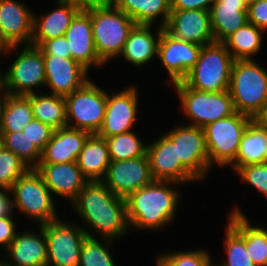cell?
I'll list each match as a JSON object with an SVG mask.
<instances>
[{
	"instance_id": "30bf717a",
	"label": "cell",
	"mask_w": 267,
	"mask_h": 266,
	"mask_svg": "<svg viewBox=\"0 0 267 266\" xmlns=\"http://www.w3.org/2000/svg\"><path fill=\"white\" fill-rule=\"evenodd\" d=\"M19 55L5 71V94L29 95L45 87V62L42 51L32 45H24ZM35 88V90H34ZM38 90H37V89ZM40 88V89H39Z\"/></svg>"
},
{
	"instance_id": "5bb4252c",
	"label": "cell",
	"mask_w": 267,
	"mask_h": 266,
	"mask_svg": "<svg viewBox=\"0 0 267 266\" xmlns=\"http://www.w3.org/2000/svg\"><path fill=\"white\" fill-rule=\"evenodd\" d=\"M129 86L119 92H107V105L101 128L98 135L101 138H108L113 135L132 131L133 124L139 115L138 112V89Z\"/></svg>"
},
{
	"instance_id": "d4e9b609",
	"label": "cell",
	"mask_w": 267,
	"mask_h": 266,
	"mask_svg": "<svg viewBox=\"0 0 267 266\" xmlns=\"http://www.w3.org/2000/svg\"><path fill=\"white\" fill-rule=\"evenodd\" d=\"M154 25L135 24L128 34L123 51L120 55L128 63L136 67H142L149 64L158 57V44L161 38L163 27L156 26L153 34Z\"/></svg>"
},
{
	"instance_id": "816d5d0a",
	"label": "cell",
	"mask_w": 267,
	"mask_h": 266,
	"mask_svg": "<svg viewBox=\"0 0 267 266\" xmlns=\"http://www.w3.org/2000/svg\"><path fill=\"white\" fill-rule=\"evenodd\" d=\"M0 266H9V265L3 260L2 257H1V259H0Z\"/></svg>"
},
{
	"instance_id": "44dd1931",
	"label": "cell",
	"mask_w": 267,
	"mask_h": 266,
	"mask_svg": "<svg viewBox=\"0 0 267 266\" xmlns=\"http://www.w3.org/2000/svg\"><path fill=\"white\" fill-rule=\"evenodd\" d=\"M72 59L80 63L88 71L91 66L96 68L105 64L99 59L94 44L90 14L82 8L71 21L64 34Z\"/></svg>"
},
{
	"instance_id": "7a4b0ae2",
	"label": "cell",
	"mask_w": 267,
	"mask_h": 266,
	"mask_svg": "<svg viewBox=\"0 0 267 266\" xmlns=\"http://www.w3.org/2000/svg\"><path fill=\"white\" fill-rule=\"evenodd\" d=\"M179 186L172 181H153L131 193L125 199L129 227L153 232L174 221L181 200Z\"/></svg>"
},
{
	"instance_id": "d6986e66",
	"label": "cell",
	"mask_w": 267,
	"mask_h": 266,
	"mask_svg": "<svg viewBox=\"0 0 267 266\" xmlns=\"http://www.w3.org/2000/svg\"><path fill=\"white\" fill-rule=\"evenodd\" d=\"M43 58L46 74L45 87L51 89L50 94L65 97L90 79L89 71L73 59L56 55H43Z\"/></svg>"
},
{
	"instance_id": "f907efd6",
	"label": "cell",
	"mask_w": 267,
	"mask_h": 266,
	"mask_svg": "<svg viewBox=\"0 0 267 266\" xmlns=\"http://www.w3.org/2000/svg\"><path fill=\"white\" fill-rule=\"evenodd\" d=\"M5 149L4 142H3V136L0 134V154Z\"/></svg>"
},
{
	"instance_id": "d6a6232c",
	"label": "cell",
	"mask_w": 267,
	"mask_h": 266,
	"mask_svg": "<svg viewBox=\"0 0 267 266\" xmlns=\"http://www.w3.org/2000/svg\"><path fill=\"white\" fill-rule=\"evenodd\" d=\"M264 33L262 29L247 22L222 43L234 60H253V56L261 50Z\"/></svg>"
},
{
	"instance_id": "6da1fadb",
	"label": "cell",
	"mask_w": 267,
	"mask_h": 266,
	"mask_svg": "<svg viewBox=\"0 0 267 266\" xmlns=\"http://www.w3.org/2000/svg\"><path fill=\"white\" fill-rule=\"evenodd\" d=\"M71 205L84 226L91 229L86 231L88 237L96 238L98 234L102 239L115 241L130 229L125 199L113 194L102 181H89Z\"/></svg>"
},
{
	"instance_id": "f546056e",
	"label": "cell",
	"mask_w": 267,
	"mask_h": 266,
	"mask_svg": "<svg viewBox=\"0 0 267 266\" xmlns=\"http://www.w3.org/2000/svg\"><path fill=\"white\" fill-rule=\"evenodd\" d=\"M126 13L135 24L153 25L156 21L165 27L171 12L170 0H110ZM162 18V19H161ZM158 19V20H157Z\"/></svg>"
},
{
	"instance_id": "e0dca14e",
	"label": "cell",
	"mask_w": 267,
	"mask_h": 266,
	"mask_svg": "<svg viewBox=\"0 0 267 266\" xmlns=\"http://www.w3.org/2000/svg\"><path fill=\"white\" fill-rule=\"evenodd\" d=\"M33 12L17 0H0V40L5 47L30 45Z\"/></svg>"
},
{
	"instance_id": "3957f363",
	"label": "cell",
	"mask_w": 267,
	"mask_h": 266,
	"mask_svg": "<svg viewBox=\"0 0 267 266\" xmlns=\"http://www.w3.org/2000/svg\"><path fill=\"white\" fill-rule=\"evenodd\" d=\"M91 16L92 33L99 59L107 64L121 55L135 22L111 1L84 8Z\"/></svg>"
},
{
	"instance_id": "11a10c76",
	"label": "cell",
	"mask_w": 267,
	"mask_h": 266,
	"mask_svg": "<svg viewBox=\"0 0 267 266\" xmlns=\"http://www.w3.org/2000/svg\"><path fill=\"white\" fill-rule=\"evenodd\" d=\"M3 96H4V93L0 90V104H1Z\"/></svg>"
},
{
	"instance_id": "1f68e13d",
	"label": "cell",
	"mask_w": 267,
	"mask_h": 266,
	"mask_svg": "<svg viewBox=\"0 0 267 266\" xmlns=\"http://www.w3.org/2000/svg\"><path fill=\"white\" fill-rule=\"evenodd\" d=\"M31 102L33 118L54 130L67 127L66 101L64 96L37 92L26 95Z\"/></svg>"
},
{
	"instance_id": "4fadbf2b",
	"label": "cell",
	"mask_w": 267,
	"mask_h": 266,
	"mask_svg": "<svg viewBox=\"0 0 267 266\" xmlns=\"http://www.w3.org/2000/svg\"><path fill=\"white\" fill-rule=\"evenodd\" d=\"M101 181L122 199L151 184L154 179L147 153L135 159L111 161Z\"/></svg>"
},
{
	"instance_id": "681fc988",
	"label": "cell",
	"mask_w": 267,
	"mask_h": 266,
	"mask_svg": "<svg viewBox=\"0 0 267 266\" xmlns=\"http://www.w3.org/2000/svg\"><path fill=\"white\" fill-rule=\"evenodd\" d=\"M255 120L264 128H267V104L264 106L262 112L255 118Z\"/></svg>"
},
{
	"instance_id": "9a60e30c",
	"label": "cell",
	"mask_w": 267,
	"mask_h": 266,
	"mask_svg": "<svg viewBox=\"0 0 267 266\" xmlns=\"http://www.w3.org/2000/svg\"><path fill=\"white\" fill-rule=\"evenodd\" d=\"M201 49V45L177 39L163 29L158 44V58L167 69V84L172 85L187 76L197 62Z\"/></svg>"
},
{
	"instance_id": "f5cc1de1",
	"label": "cell",
	"mask_w": 267,
	"mask_h": 266,
	"mask_svg": "<svg viewBox=\"0 0 267 266\" xmlns=\"http://www.w3.org/2000/svg\"><path fill=\"white\" fill-rule=\"evenodd\" d=\"M0 51H6V47L3 45L1 40H0Z\"/></svg>"
},
{
	"instance_id": "8fae6325",
	"label": "cell",
	"mask_w": 267,
	"mask_h": 266,
	"mask_svg": "<svg viewBox=\"0 0 267 266\" xmlns=\"http://www.w3.org/2000/svg\"><path fill=\"white\" fill-rule=\"evenodd\" d=\"M42 227L47 241V266H78L87 229L66 219H57Z\"/></svg>"
},
{
	"instance_id": "7c38bea8",
	"label": "cell",
	"mask_w": 267,
	"mask_h": 266,
	"mask_svg": "<svg viewBox=\"0 0 267 266\" xmlns=\"http://www.w3.org/2000/svg\"><path fill=\"white\" fill-rule=\"evenodd\" d=\"M165 134L177 146L178 161L197 181L203 182L212 171L203 128L177 124Z\"/></svg>"
},
{
	"instance_id": "484cf974",
	"label": "cell",
	"mask_w": 267,
	"mask_h": 266,
	"mask_svg": "<svg viewBox=\"0 0 267 266\" xmlns=\"http://www.w3.org/2000/svg\"><path fill=\"white\" fill-rule=\"evenodd\" d=\"M244 0H215L209 9L215 42H223L248 22Z\"/></svg>"
},
{
	"instance_id": "83f0119b",
	"label": "cell",
	"mask_w": 267,
	"mask_h": 266,
	"mask_svg": "<svg viewBox=\"0 0 267 266\" xmlns=\"http://www.w3.org/2000/svg\"><path fill=\"white\" fill-rule=\"evenodd\" d=\"M267 163V128L252 120L242 134L235 161L229 166L233 171L250 164Z\"/></svg>"
},
{
	"instance_id": "74e56055",
	"label": "cell",
	"mask_w": 267,
	"mask_h": 266,
	"mask_svg": "<svg viewBox=\"0 0 267 266\" xmlns=\"http://www.w3.org/2000/svg\"><path fill=\"white\" fill-rule=\"evenodd\" d=\"M211 255L204 249L160 254L156 266H213Z\"/></svg>"
},
{
	"instance_id": "5b68a950",
	"label": "cell",
	"mask_w": 267,
	"mask_h": 266,
	"mask_svg": "<svg viewBox=\"0 0 267 266\" xmlns=\"http://www.w3.org/2000/svg\"><path fill=\"white\" fill-rule=\"evenodd\" d=\"M233 63L234 58L222 42L202 46L197 62L182 81L202 92L229 90Z\"/></svg>"
},
{
	"instance_id": "ffe728a7",
	"label": "cell",
	"mask_w": 267,
	"mask_h": 266,
	"mask_svg": "<svg viewBox=\"0 0 267 266\" xmlns=\"http://www.w3.org/2000/svg\"><path fill=\"white\" fill-rule=\"evenodd\" d=\"M35 169L42 176L51 194L68 199L69 204L76 199L79 192L89 182L82 174L77 162L39 163Z\"/></svg>"
},
{
	"instance_id": "7402d4cb",
	"label": "cell",
	"mask_w": 267,
	"mask_h": 266,
	"mask_svg": "<svg viewBox=\"0 0 267 266\" xmlns=\"http://www.w3.org/2000/svg\"><path fill=\"white\" fill-rule=\"evenodd\" d=\"M39 232L36 230H24L17 232L6 249L7 259L2 257L9 266H47L48 252L47 241L44 228L42 225H37ZM39 233V234H38Z\"/></svg>"
},
{
	"instance_id": "4316f807",
	"label": "cell",
	"mask_w": 267,
	"mask_h": 266,
	"mask_svg": "<svg viewBox=\"0 0 267 266\" xmlns=\"http://www.w3.org/2000/svg\"><path fill=\"white\" fill-rule=\"evenodd\" d=\"M240 207L234 208L228 213L224 249L226 261L214 266H256L248 256L245 248V214Z\"/></svg>"
},
{
	"instance_id": "e575fe53",
	"label": "cell",
	"mask_w": 267,
	"mask_h": 266,
	"mask_svg": "<svg viewBox=\"0 0 267 266\" xmlns=\"http://www.w3.org/2000/svg\"><path fill=\"white\" fill-rule=\"evenodd\" d=\"M86 237L80 251L78 266H115L110 248L116 241ZM103 240V243H101Z\"/></svg>"
},
{
	"instance_id": "8992f818",
	"label": "cell",
	"mask_w": 267,
	"mask_h": 266,
	"mask_svg": "<svg viewBox=\"0 0 267 266\" xmlns=\"http://www.w3.org/2000/svg\"><path fill=\"white\" fill-rule=\"evenodd\" d=\"M10 190L14 210L21 211L25 217L38 222V225L59 219L55 198L35 168H29L21 175Z\"/></svg>"
},
{
	"instance_id": "c3c4849f",
	"label": "cell",
	"mask_w": 267,
	"mask_h": 266,
	"mask_svg": "<svg viewBox=\"0 0 267 266\" xmlns=\"http://www.w3.org/2000/svg\"><path fill=\"white\" fill-rule=\"evenodd\" d=\"M19 46H11V47H6V51H0V55H3L4 53L7 55V54H10L12 53L13 51L17 52V48ZM1 68V66H0ZM1 71V69H0ZM0 90L5 94V73L2 74L0 72Z\"/></svg>"
},
{
	"instance_id": "f6af8a7d",
	"label": "cell",
	"mask_w": 267,
	"mask_h": 266,
	"mask_svg": "<svg viewBox=\"0 0 267 266\" xmlns=\"http://www.w3.org/2000/svg\"><path fill=\"white\" fill-rule=\"evenodd\" d=\"M215 0H170L171 10H208Z\"/></svg>"
},
{
	"instance_id": "52a82bcc",
	"label": "cell",
	"mask_w": 267,
	"mask_h": 266,
	"mask_svg": "<svg viewBox=\"0 0 267 266\" xmlns=\"http://www.w3.org/2000/svg\"><path fill=\"white\" fill-rule=\"evenodd\" d=\"M171 86L178 95L184 116L190 120L186 125L204 128L207 124L236 112L228 90L202 92L188 87L183 81Z\"/></svg>"
},
{
	"instance_id": "8d00e7d4",
	"label": "cell",
	"mask_w": 267,
	"mask_h": 266,
	"mask_svg": "<svg viewBox=\"0 0 267 266\" xmlns=\"http://www.w3.org/2000/svg\"><path fill=\"white\" fill-rule=\"evenodd\" d=\"M245 248L256 266H267L266 229L251 225L245 215Z\"/></svg>"
},
{
	"instance_id": "ac0fdd59",
	"label": "cell",
	"mask_w": 267,
	"mask_h": 266,
	"mask_svg": "<svg viewBox=\"0 0 267 266\" xmlns=\"http://www.w3.org/2000/svg\"><path fill=\"white\" fill-rule=\"evenodd\" d=\"M164 29L177 39L201 46L215 42L208 10H171Z\"/></svg>"
},
{
	"instance_id": "7bdbcfd3",
	"label": "cell",
	"mask_w": 267,
	"mask_h": 266,
	"mask_svg": "<svg viewBox=\"0 0 267 266\" xmlns=\"http://www.w3.org/2000/svg\"><path fill=\"white\" fill-rule=\"evenodd\" d=\"M248 22L267 31V0H257L247 7Z\"/></svg>"
},
{
	"instance_id": "ba28073f",
	"label": "cell",
	"mask_w": 267,
	"mask_h": 266,
	"mask_svg": "<svg viewBox=\"0 0 267 266\" xmlns=\"http://www.w3.org/2000/svg\"><path fill=\"white\" fill-rule=\"evenodd\" d=\"M67 127L97 134L103 123L107 92L89 79L65 96Z\"/></svg>"
},
{
	"instance_id": "d590c367",
	"label": "cell",
	"mask_w": 267,
	"mask_h": 266,
	"mask_svg": "<svg viewBox=\"0 0 267 266\" xmlns=\"http://www.w3.org/2000/svg\"><path fill=\"white\" fill-rule=\"evenodd\" d=\"M6 150L19 157L29 168H36L41 159V152L22 131L0 133Z\"/></svg>"
},
{
	"instance_id": "60d3db41",
	"label": "cell",
	"mask_w": 267,
	"mask_h": 266,
	"mask_svg": "<svg viewBox=\"0 0 267 266\" xmlns=\"http://www.w3.org/2000/svg\"><path fill=\"white\" fill-rule=\"evenodd\" d=\"M22 132L42 152L51 139L54 129L37 119H32Z\"/></svg>"
},
{
	"instance_id": "f1b7e54d",
	"label": "cell",
	"mask_w": 267,
	"mask_h": 266,
	"mask_svg": "<svg viewBox=\"0 0 267 266\" xmlns=\"http://www.w3.org/2000/svg\"><path fill=\"white\" fill-rule=\"evenodd\" d=\"M76 162L88 181H101L111 162L105 138L91 134Z\"/></svg>"
},
{
	"instance_id": "7dc6e473",
	"label": "cell",
	"mask_w": 267,
	"mask_h": 266,
	"mask_svg": "<svg viewBox=\"0 0 267 266\" xmlns=\"http://www.w3.org/2000/svg\"><path fill=\"white\" fill-rule=\"evenodd\" d=\"M61 1L76 3L80 5L82 8L110 2V0H61Z\"/></svg>"
},
{
	"instance_id": "bcb514c9",
	"label": "cell",
	"mask_w": 267,
	"mask_h": 266,
	"mask_svg": "<svg viewBox=\"0 0 267 266\" xmlns=\"http://www.w3.org/2000/svg\"><path fill=\"white\" fill-rule=\"evenodd\" d=\"M11 194L10 189L0 188V218L13 217L15 211Z\"/></svg>"
},
{
	"instance_id": "4dcf8cb0",
	"label": "cell",
	"mask_w": 267,
	"mask_h": 266,
	"mask_svg": "<svg viewBox=\"0 0 267 266\" xmlns=\"http://www.w3.org/2000/svg\"><path fill=\"white\" fill-rule=\"evenodd\" d=\"M33 119L30 99L4 94L0 104V133L19 132Z\"/></svg>"
},
{
	"instance_id": "ab89813d",
	"label": "cell",
	"mask_w": 267,
	"mask_h": 266,
	"mask_svg": "<svg viewBox=\"0 0 267 266\" xmlns=\"http://www.w3.org/2000/svg\"><path fill=\"white\" fill-rule=\"evenodd\" d=\"M235 174L267 198V163L245 165Z\"/></svg>"
},
{
	"instance_id": "ee69618b",
	"label": "cell",
	"mask_w": 267,
	"mask_h": 266,
	"mask_svg": "<svg viewBox=\"0 0 267 266\" xmlns=\"http://www.w3.org/2000/svg\"><path fill=\"white\" fill-rule=\"evenodd\" d=\"M13 217H2L0 218V245L4 251L8 248L12 240L17 234L16 224Z\"/></svg>"
},
{
	"instance_id": "277c9868",
	"label": "cell",
	"mask_w": 267,
	"mask_h": 266,
	"mask_svg": "<svg viewBox=\"0 0 267 266\" xmlns=\"http://www.w3.org/2000/svg\"><path fill=\"white\" fill-rule=\"evenodd\" d=\"M229 93L236 112L253 120L267 104V71L253 60H234Z\"/></svg>"
},
{
	"instance_id": "db71d44e",
	"label": "cell",
	"mask_w": 267,
	"mask_h": 266,
	"mask_svg": "<svg viewBox=\"0 0 267 266\" xmlns=\"http://www.w3.org/2000/svg\"><path fill=\"white\" fill-rule=\"evenodd\" d=\"M245 1V3L247 4V5H249V4H251V3H253V2H255V1H257V0H244Z\"/></svg>"
},
{
	"instance_id": "f35d334b",
	"label": "cell",
	"mask_w": 267,
	"mask_h": 266,
	"mask_svg": "<svg viewBox=\"0 0 267 266\" xmlns=\"http://www.w3.org/2000/svg\"><path fill=\"white\" fill-rule=\"evenodd\" d=\"M28 169L19 157L4 149L0 154V188L11 189Z\"/></svg>"
},
{
	"instance_id": "b9f144b4",
	"label": "cell",
	"mask_w": 267,
	"mask_h": 266,
	"mask_svg": "<svg viewBox=\"0 0 267 266\" xmlns=\"http://www.w3.org/2000/svg\"><path fill=\"white\" fill-rule=\"evenodd\" d=\"M38 48L42 51L43 55H56L72 59V53L69 50V44L65 36L45 40Z\"/></svg>"
},
{
	"instance_id": "cb8c5ba5",
	"label": "cell",
	"mask_w": 267,
	"mask_h": 266,
	"mask_svg": "<svg viewBox=\"0 0 267 266\" xmlns=\"http://www.w3.org/2000/svg\"><path fill=\"white\" fill-rule=\"evenodd\" d=\"M90 135L87 131L69 127L54 130L51 139L41 152L39 163L76 162Z\"/></svg>"
},
{
	"instance_id": "603a6c76",
	"label": "cell",
	"mask_w": 267,
	"mask_h": 266,
	"mask_svg": "<svg viewBox=\"0 0 267 266\" xmlns=\"http://www.w3.org/2000/svg\"><path fill=\"white\" fill-rule=\"evenodd\" d=\"M54 10L47 14H33V33L30 45L39 47L45 40L64 36L75 15L82 9L76 3L56 0Z\"/></svg>"
},
{
	"instance_id": "836d02e7",
	"label": "cell",
	"mask_w": 267,
	"mask_h": 266,
	"mask_svg": "<svg viewBox=\"0 0 267 266\" xmlns=\"http://www.w3.org/2000/svg\"><path fill=\"white\" fill-rule=\"evenodd\" d=\"M105 140L111 161L135 159L147 153L148 143L143 142L139 135L132 131L113 135Z\"/></svg>"
},
{
	"instance_id": "2e32d148",
	"label": "cell",
	"mask_w": 267,
	"mask_h": 266,
	"mask_svg": "<svg viewBox=\"0 0 267 266\" xmlns=\"http://www.w3.org/2000/svg\"><path fill=\"white\" fill-rule=\"evenodd\" d=\"M147 144V156L154 181H172L178 184L197 181L178 161L177 146L166 135Z\"/></svg>"
},
{
	"instance_id": "9c48e42d",
	"label": "cell",
	"mask_w": 267,
	"mask_h": 266,
	"mask_svg": "<svg viewBox=\"0 0 267 266\" xmlns=\"http://www.w3.org/2000/svg\"><path fill=\"white\" fill-rule=\"evenodd\" d=\"M252 120L247 115L235 112L203 128L210 169L215 167L214 164L229 167L235 161L242 134Z\"/></svg>"
}]
</instances>
